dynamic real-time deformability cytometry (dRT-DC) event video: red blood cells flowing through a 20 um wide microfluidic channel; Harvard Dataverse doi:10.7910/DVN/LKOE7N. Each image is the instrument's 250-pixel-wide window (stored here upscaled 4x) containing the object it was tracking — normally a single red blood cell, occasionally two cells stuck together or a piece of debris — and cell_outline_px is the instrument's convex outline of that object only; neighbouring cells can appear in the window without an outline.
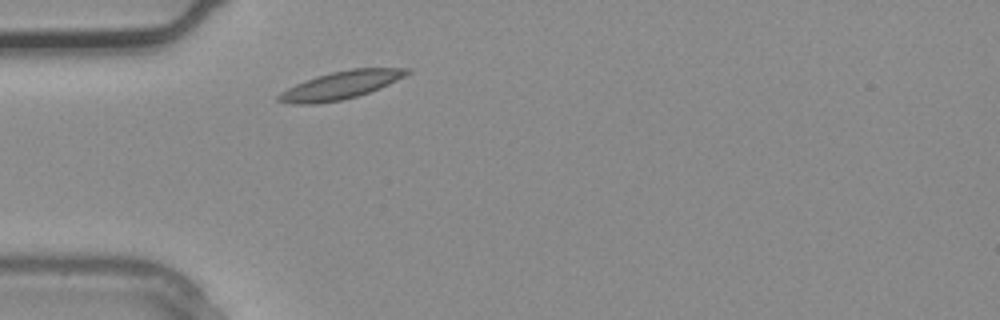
{"species": "common noctule bat (a hibernating species)", "species_latin": "Nyctalus noctula", "temperature_condition": "warm", "stored_images_in_passage": 3, "camera_frame_rate_fps": 3000, "um_per_image_px": 0.085, "animal": {"sex": "male", "body_mass_g": 20.4}, "frame": {"image": 1, "passage_image": 3, "time_ms": 0.667, "image_size_px": [1000, 320], "cell_outline_px": [[412, 72], [380, 88], [356, 96], [340, 100], [316, 104], [292, 104], [276, 100], [276, 96], [280, 92], [296, 84], [316, 76], [332, 72], [352, 68], [412, 68]], "centroid_in_image_um": [28.95, 7.24], "position_along_channel_um": 56.1, "area_um2": 20.69}}